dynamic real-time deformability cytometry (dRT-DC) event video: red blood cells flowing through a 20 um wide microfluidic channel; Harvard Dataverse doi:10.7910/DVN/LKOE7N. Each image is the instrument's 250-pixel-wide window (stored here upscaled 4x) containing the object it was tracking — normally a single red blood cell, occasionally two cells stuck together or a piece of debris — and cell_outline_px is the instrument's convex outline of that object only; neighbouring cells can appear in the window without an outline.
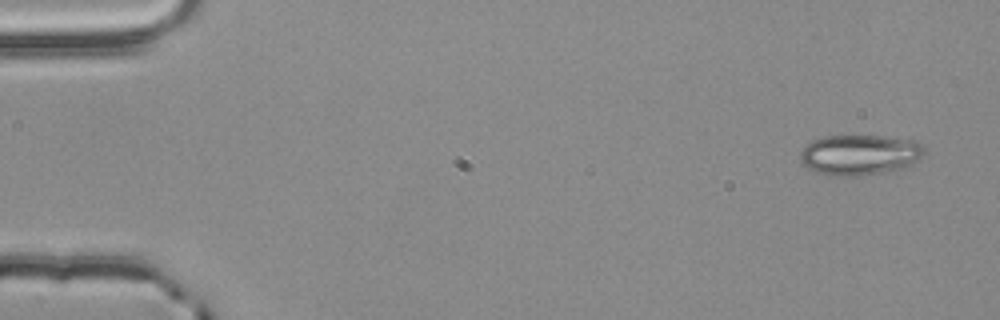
{"species": "common noctule bat (a hibernating species)", "species_latin": "Nyctalus noctula", "temperature_condition": "room temperature", "stored_images_in_passage": 13, "camera_frame_rate_fps": 3000, "um_per_image_px": 0.085, "animal": {"sex": "male", "body_mass_g": 20.4}, "frame": {"image": 1, "passage_image": 1, "time_ms": 0.0, "image_size_px": [1000, 320], "cell_outline_px": [[924, 152], [912, 164], [904, 168], [884, 172], [856, 176], [828, 176], [812, 172], [800, 160], [800, 152], [812, 140], [824, 136], [884, 136], [916, 140], [924, 144]], "centroid_in_image_um": [73.06, 13.16], "position_along_channel_um": 11.9, "area_um2": 29.48}}